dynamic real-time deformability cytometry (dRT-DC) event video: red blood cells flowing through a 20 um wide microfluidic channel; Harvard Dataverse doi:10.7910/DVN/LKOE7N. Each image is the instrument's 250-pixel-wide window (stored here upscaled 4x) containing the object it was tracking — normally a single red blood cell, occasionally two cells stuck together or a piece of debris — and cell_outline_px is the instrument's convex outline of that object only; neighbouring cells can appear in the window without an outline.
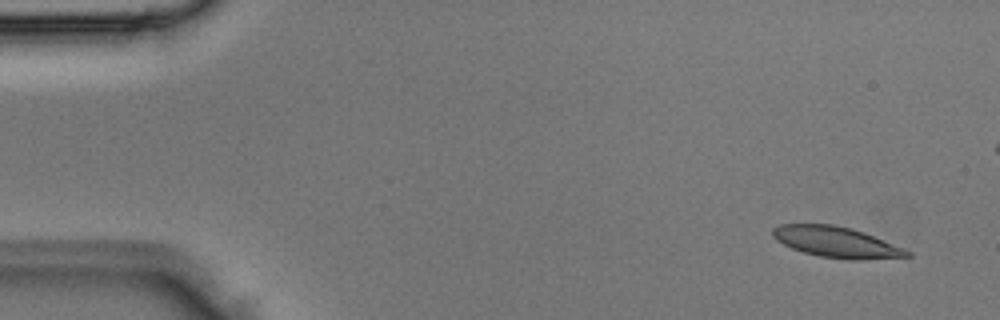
{"species": "Egyptian fruit bat (a non-hibernating species)", "species_latin": "Rousettus aegyptiacus", "temperature_condition": "room temperature", "stored_images_in_passage": 5, "camera_frame_rate_fps": 3000, "um_per_image_px": 0.085, "animal": {"sex": "male"}, "frame": {"image": 1, "passage_image": 1, "time_ms": 0.0, "image_size_px": [1000, 320], "cell_outline_px": [[912, 256], [860, 260], [848, 260], [820, 256], [804, 252], [792, 248], [776, 240], [772, 236], [772, 228], [780, 224], [832, 224], [852, 228], [864, 232], [912, 252]], "centroid_in_image_um": [71.08, 20.58], "position_along_channel_um": 13.9, "area_um2": 24.04}}